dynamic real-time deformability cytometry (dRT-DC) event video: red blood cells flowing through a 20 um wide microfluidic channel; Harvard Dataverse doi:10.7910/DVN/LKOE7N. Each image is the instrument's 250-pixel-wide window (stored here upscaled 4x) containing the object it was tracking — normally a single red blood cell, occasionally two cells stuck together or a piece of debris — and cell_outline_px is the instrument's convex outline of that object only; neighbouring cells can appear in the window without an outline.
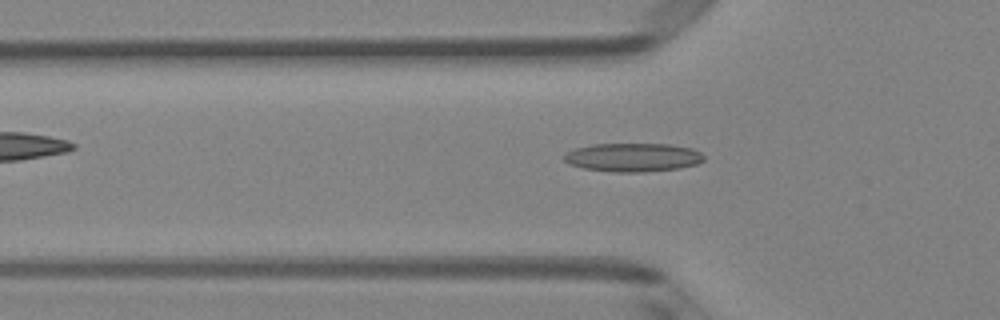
{"species": "Egyptian fruit bat (a non-hibernating species)", "species_latin": "Rousettus aegyptiacus", "temperature_condition": "room temperature", "stored_images_in_passage": 47, "camera_frame_rate_fps": 3000, "um_per_image_px": 0.085, "animal": {"sex": "female"}, "frame": {"image": 1, "passage_image": 13, "time_ms": 4.0, "image_size_px": [1000, 320], "cell_outline_px": [[704, 160], [696, 164], [680, 168], [644, 172], [612, 172], [584, 168], [568, 164], [560, 156], [576, 148], [592, 144], [668, 144], [692, 148], [700, 152], [704, 156]], "centroid_in_image_um": [53.78, 13.38], "position_along_channel_um": 72.0, "area_um2": 23.41}}
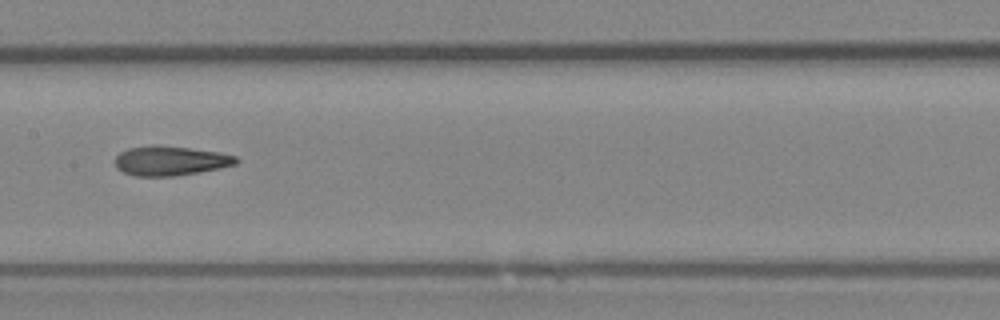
{"frame": {"image": 2, "passage_image": 22, "time_ms": 7.0, "image_size_px": [1000, 320], "cell_outline_px": [[240, 160], [236, 164], [220, 168], [172, 176], [136, 176], [124, 172], [116, 168], [116, 156], [120, 152], [128, 148], [156, 144], [220, 152], [236, 156]], "centroid_in_image_um": [14.48, 13.65], "position_along_channel_um": 192.9, "area_um2": 20.75}}
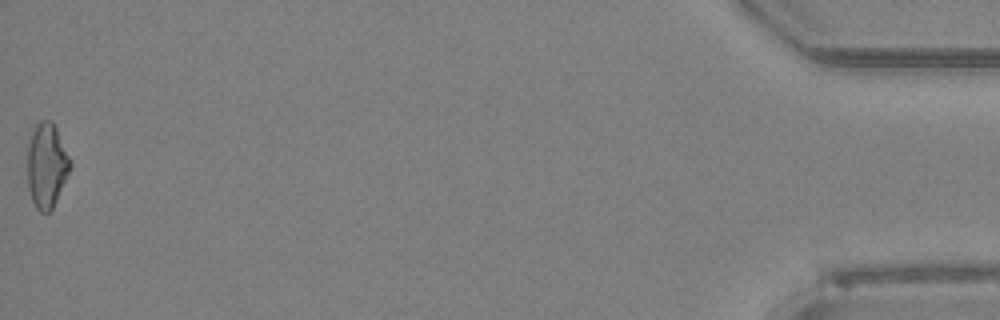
{"frame": {"image": 3, "passage_image": 47, "time_ms": 15.333, "image_size_px": [1000, 320], "cell_outline_px": [[72, 164], [52, 208], [48, 212], [40, 212], [36, 208], [32, 200], [28, 188], [28, 144], [32, 132], [36, 124], [40, 120], [52, 120], [56, 128]], "centroid_in_image_um": [3.95, 14.04], "position_along_channel_um": 431.3, "area_um2": 20.69}, "authors_computed_cell_mechanics": {"area_um2": 20.9236, "velocity_mm_per_s": 4.0314, "shape_relaxation_time_tau1_ms": null, "shape_relaxation_time_tau2_ms": 3.4629, "deformation_change_tau1": null, "deformation_change_tau2": 0.1297}}